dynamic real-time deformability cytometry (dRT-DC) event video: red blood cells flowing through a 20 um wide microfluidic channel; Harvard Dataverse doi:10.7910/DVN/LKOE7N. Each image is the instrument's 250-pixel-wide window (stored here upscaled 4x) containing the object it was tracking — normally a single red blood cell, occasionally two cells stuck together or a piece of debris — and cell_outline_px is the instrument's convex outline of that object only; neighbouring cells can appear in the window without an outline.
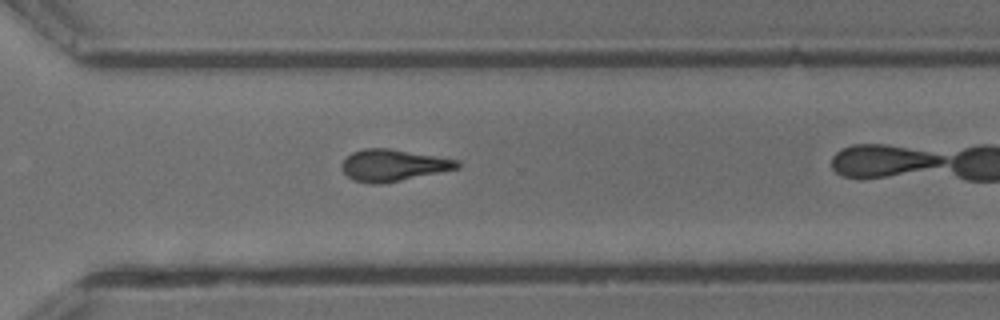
{"species": "common noctule bat (a hibernating species)", "species_latin": "Nyctalus noctula", "temperature_condition": "cold", "stored_images_in_passage": 24, "camera_frame_rate_fps": 3000, "um_per_image_px": 0.085, "animal": {"sex": "male", "body_mass_g": 13.3}, "frame": {"image": 1, "passage_image": 20, "time_ms": 6.333, "image_size_px": [1000, 320], "cell_outline_px": [[460, 168], [380, 184], [372, 184], [352, 180], [344, 172], [344, 160], [352, 152], [364, 148], [388, 148], [456, 160], [460, 164]], "centroid_in_image_um": [33.4, 14.05], "position_along_channel_um": 337.2, "area_um2": 20.81}}